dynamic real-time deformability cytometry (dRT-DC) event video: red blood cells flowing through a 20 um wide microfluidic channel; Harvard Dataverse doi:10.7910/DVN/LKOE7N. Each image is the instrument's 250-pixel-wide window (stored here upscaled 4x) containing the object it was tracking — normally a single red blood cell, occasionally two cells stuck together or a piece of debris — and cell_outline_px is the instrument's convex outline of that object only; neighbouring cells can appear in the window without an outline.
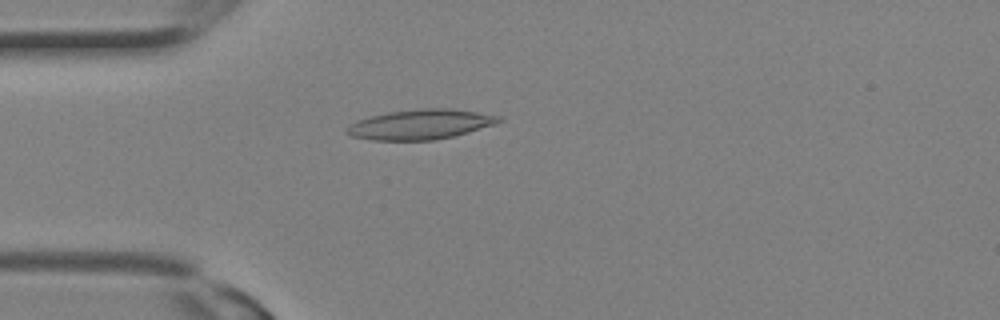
{"species": "Egyptian fruit bat (a non-hibernating species)", "species_latin": "Rousettus aegyptiacus", "temperature_condition": "room temperature", "stored_images_in_passage": 10, "camera_frame_rate_fps": 3000, "um_per_image_px": 0.085, "animal": {"sex": "female"}, "frame": {"image": 1, "passage_image": 4, "time_ms": 1.0, "image_size_px": [1000, 320], "cell_outline_px": [[504, 120], [496, 124], [468, 132], [452, 136], [432, 140], [372, 140], [352, 136], [344, 132], [348, 124], [356, 120], [388, 112], [420, 108], [452, 108], [500, 116]], "centroid_in_image_um": [35.72, 10.56], "position_along_channel_um": 49.3, "area_um2": 26.53}}
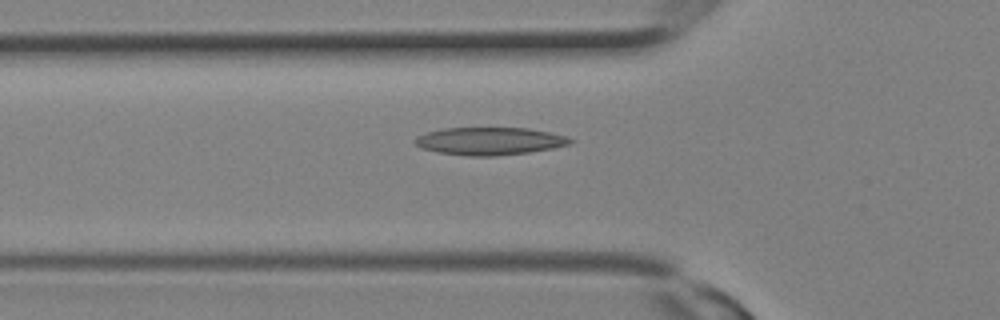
{"frame": {"image": 2, "passage_image": 6, "time_ms": 1.667, "image_size_px": [1000, 320], "cell_outline_px": [[576, 140], [568, 144], [552, 148], [528, 152], [496, 156], [468, 156], [440, 152], [424, 148], [416, 144], [416, 136], [428, 132], [444, 128], [528, 128], [548, 132], [564, 136]], "centroid_in_image_um": [41.64, 11.99], "position_along_channel_um": 84.2, "area_um2": 24.62}}
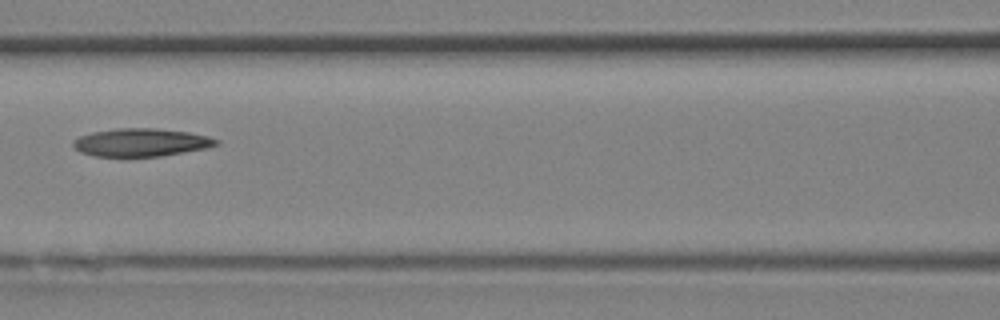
{"frame": {"image": 3, "passage_image": 9, "time_ms": 2.667, "image_size_px": [1000, 320], "cell_outline_px": [[220, 144], [208, 148], [160, 156], [96, 156], [80, 152], [72, 144], [72, 140], [80, 136], [92, 132], [116, 128], [156, 128], [188, 132], [208, 136], [220, 140]], "centroid_in_image_um": [12.02, 12.1], "position_along_channel_um": 154.6, "area_um2": 23.35}}